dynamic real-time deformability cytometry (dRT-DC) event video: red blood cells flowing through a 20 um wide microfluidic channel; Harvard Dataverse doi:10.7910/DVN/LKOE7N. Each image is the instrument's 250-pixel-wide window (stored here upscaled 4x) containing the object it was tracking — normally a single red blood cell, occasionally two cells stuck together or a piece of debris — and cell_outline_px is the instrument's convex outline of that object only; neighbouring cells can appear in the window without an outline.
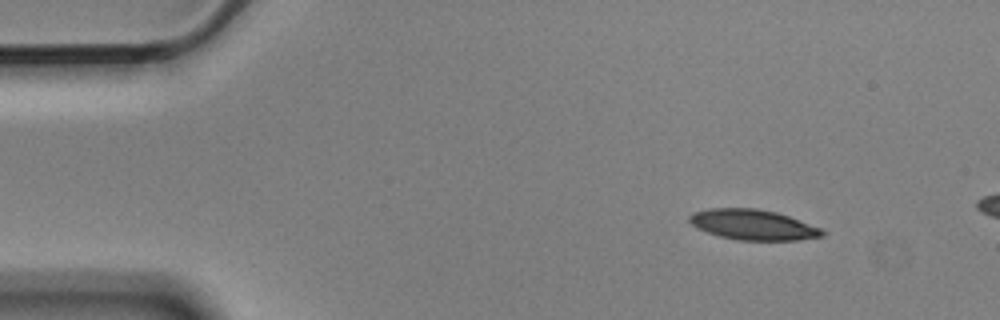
{"species": "Egyptian fruit bat (a non-hibernating species)", "species_latin": "Rousettus aegyptiacus", "temperature_condition": "cold", "stored_images_in_passage": 3, "camera_frame_rate_fps": 3000, "um_per_image_px": 0.085, "animal": {"sex": "male"}, "frame": {"image": 1, "passage_image": 1, "time_ms": 0.0, "image_size_px": [1000, 320], "cell_outline_px": [[824, 236], [800, 240], [736, 240], [720, 236], [696, 228], [688, 220], [688, 216], [692, 212], [708, 208], [756, 208], [776, 212], [788, 216], [820, 228], [824, 232]], "centroid_in_image_um": [63.96, 19.1], "position_along_channel_um": 21.0, "area_um2": 23.47}}